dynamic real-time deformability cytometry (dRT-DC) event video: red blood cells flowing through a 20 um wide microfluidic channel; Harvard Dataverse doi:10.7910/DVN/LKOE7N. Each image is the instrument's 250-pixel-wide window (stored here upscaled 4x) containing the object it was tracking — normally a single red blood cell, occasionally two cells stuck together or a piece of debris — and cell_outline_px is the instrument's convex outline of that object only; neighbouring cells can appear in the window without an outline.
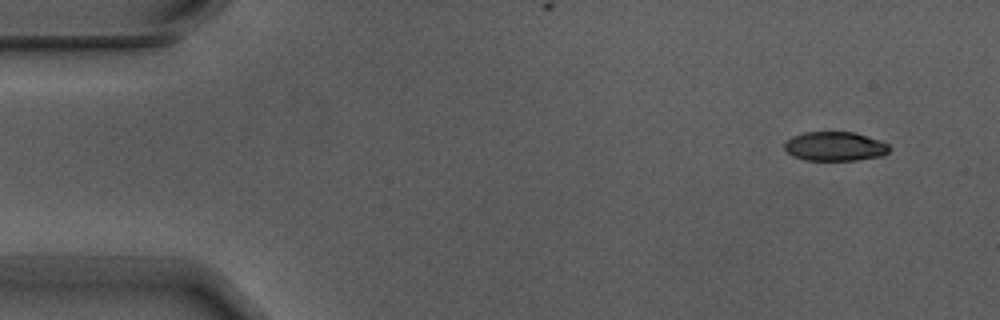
{"species": "Egyptian fruit bat (a non-hibernating species)", "species_latin": "Rousettus aegyptiacus", "temperature_condition": "warm", "stored_images_in_passage": 6, "camera_frame_rate_fps": 3000, "um_per_image_px": 0.085, "animal": {"sex": "male"}, "frame": {"image": 1, "passage_image": 2, "time_ms": 0.333, "image_size_px": [1000, 320], "cell_outline_px": [[892, 148], [884, 156], [856, 160], [804, 160], [792, 156], [784, 148], [784, 144], [792, 136], [804, 132], [856, 132], [880, 140], [888, 144]], "centroid_in_image_um": [71.0, 12.44], "position_along_channel_um": 14.0, "area_um2": 18.03}}
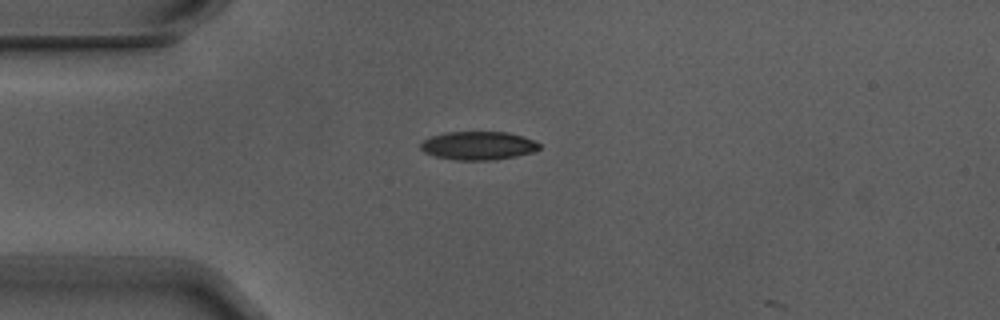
{"frame": {"image": 2, "passage_image": 5, "time_ms": 1.333, "image_size_px": [1000, 320], "cell_outline_px": [[540, 148], [532, 152], [516, 156], [492, 160], [456, 160], [436, 156], [424, 152], [420, 148], [420, 144], [424, 140], [432, 136], [444, 132], [508, 132], [524, 136], [540, 144]], "centroid_in_image_um": [40.65, 12.37], "position_along_channel_um": 44.4, "area_um2": 19.59}}